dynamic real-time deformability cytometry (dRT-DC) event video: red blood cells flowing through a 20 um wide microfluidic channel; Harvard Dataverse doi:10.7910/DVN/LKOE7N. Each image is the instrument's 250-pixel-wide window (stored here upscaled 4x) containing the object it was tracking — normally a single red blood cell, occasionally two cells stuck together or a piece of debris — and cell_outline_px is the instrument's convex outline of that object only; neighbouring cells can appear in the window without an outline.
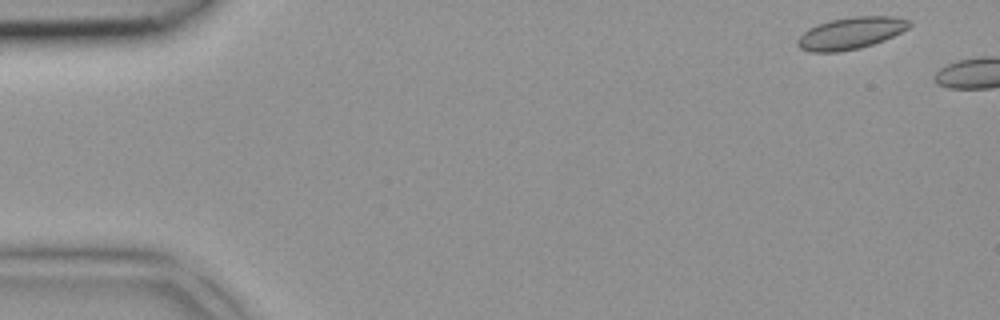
{"species": "common noctule bat (a hibernating species)", "species_latin": "Nyctalus noctula", "temperature_condition": "room temperature", "stored_images_in_passage": 2, "camera_frame_rate_fps": 3000, "um_per_image_px": 0.085, "animal": {"sex": "female", "body_mass_g": 18.4}, "frame": {"image": 1, "passage_image": 1, "time_ms": 0.0, "image_size_px": [1000, 320], "cell_outline_px": [[912, 24], [908, 28], [884, 40], [860, 48], [840, 52], [812, 52], [800, 48], [796, 44], [796, 40], [808, 28], [816, 24], [832, 20], [856, 16], [892, 16], [912, 20]], "centroid_in_image_um": [72.31, 2.82], "position_along_channel_um": 12.7, "area_um2": 20.81}}